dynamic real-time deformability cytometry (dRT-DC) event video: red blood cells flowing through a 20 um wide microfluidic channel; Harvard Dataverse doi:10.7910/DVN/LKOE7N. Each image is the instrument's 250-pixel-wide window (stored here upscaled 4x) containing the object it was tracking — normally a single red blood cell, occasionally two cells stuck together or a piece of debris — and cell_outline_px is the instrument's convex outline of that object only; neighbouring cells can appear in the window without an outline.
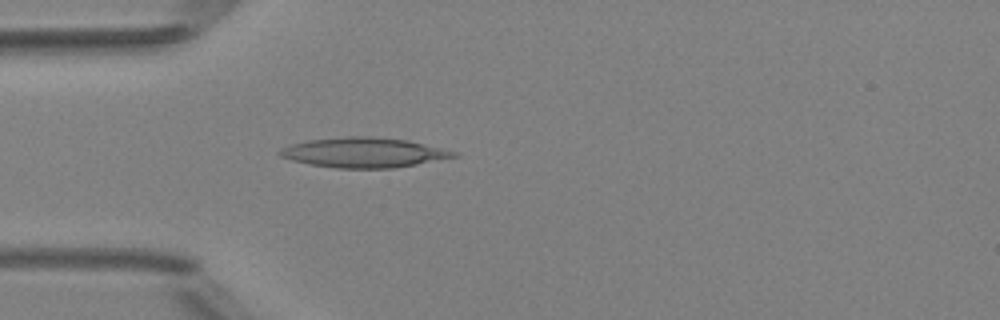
{"species": "Egyptian fruit bat (a non-hibernating species)", "species_latin": "Rousettus aegyptiacus", "temperature_condition": "room temperature", "stored_images_in_passage": 3, "camera_frame_rate_fps": 3000, "um_per_image_px": 0.085, "animal": {"sex": "female"}, "frame": {"image": 1, "passage_image": 3, "time_ms": 2.333, "image_size_px": [1000, 320], "cell_outline_px": [[460, 156], [416, 164], [392, 168], [336, 168], [312, 164], [292, 160], [280, 156], [276, 152], [280, 148], [292, 144], [308, 140], [348, 136], [368, 136], [408, 140], [456, 152]], "centroid_in_image_um": [30.89, 12.96], "position_along_channel_um": 54.1, "area_um2": 30.06}}